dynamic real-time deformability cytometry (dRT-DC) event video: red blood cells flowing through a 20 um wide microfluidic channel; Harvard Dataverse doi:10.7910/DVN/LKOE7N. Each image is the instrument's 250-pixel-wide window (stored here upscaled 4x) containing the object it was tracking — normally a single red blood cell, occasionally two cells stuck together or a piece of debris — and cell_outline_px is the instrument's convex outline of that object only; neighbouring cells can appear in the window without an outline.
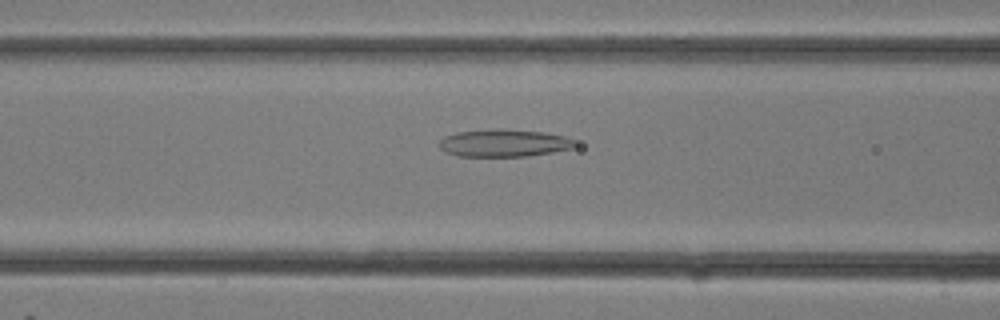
{"species": "common noctule bat (a hibernating species)", "species_latin": "Nyctalus noctula", "temperature_condition": "room temperature", "stored_images_in_passage": 27, "camera_frame_rate_fps": 3000, "um_per_image_px": 0.085, "animal": {"sex": "female"}, "frame": {"image": 1, "passage_image": 9, "time_ms": 2.667, "image_size_px": [1000, 320], "cell_outline_px": [[576, 148], [528, 156], [456, 156], [444, 152], [440, 148], [440, 140], [444, 136], [456, 132], [504, 128], [544, 132], [564, 136], [576, 140]], "centroid_in_image_um": [42.86, 12.15], "position_along_channel_um": 123.7, "area_um2": 21.96}}
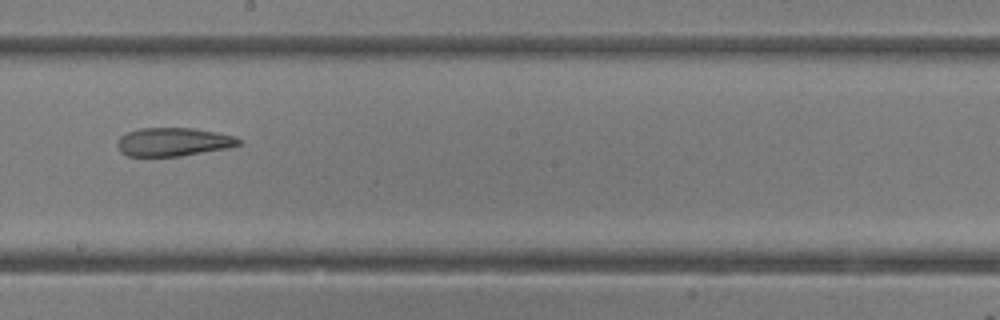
{"frame": {"image": 2, "passage_image": 14, "time_ms": 4.333, "image_size_px": [1000, 320], "cell_outline_px": [[240, 144], [228, 148], [180, 156], [128, 156], [120, 152], [116, 144], [120, 136], [128, 132], [140, 128], [192, 128], [216, 132], [236, 136], [240, 140]], "centroid_in_image_um": [14.71, 12.06], "position_along_channel_um": 233.5, "area_um2": 20.11}}
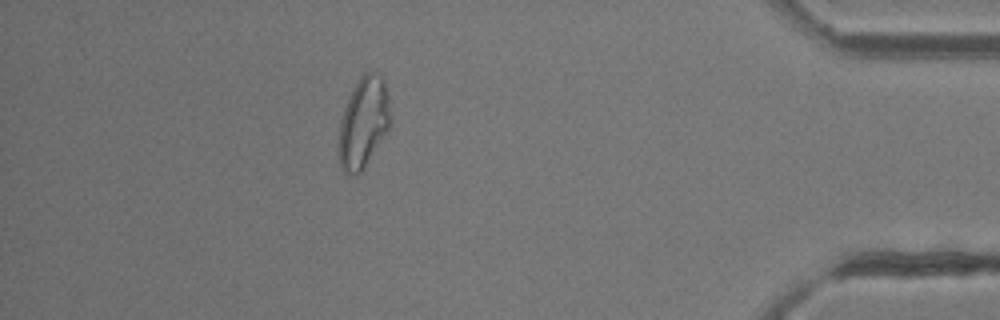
{"frame": {"image": 3, "passage_image": 24, "time_ms": 7.667, "image_size_px": [1000, 320], "cell_outline_px": [[392, 120], [388, 128], [364, 168], [356, 176], [352, 176], [344, 172], [340, 168], [340, 124], [344, 108], [360, 76], [364, 72], [372, 72], [380, 76], [384, 80], [388, 96], [392, 116]], "centroid_in_image_um": [30.92, 10.42], "position_along_channel_um": 404.3, "area_um2": 26.82}}